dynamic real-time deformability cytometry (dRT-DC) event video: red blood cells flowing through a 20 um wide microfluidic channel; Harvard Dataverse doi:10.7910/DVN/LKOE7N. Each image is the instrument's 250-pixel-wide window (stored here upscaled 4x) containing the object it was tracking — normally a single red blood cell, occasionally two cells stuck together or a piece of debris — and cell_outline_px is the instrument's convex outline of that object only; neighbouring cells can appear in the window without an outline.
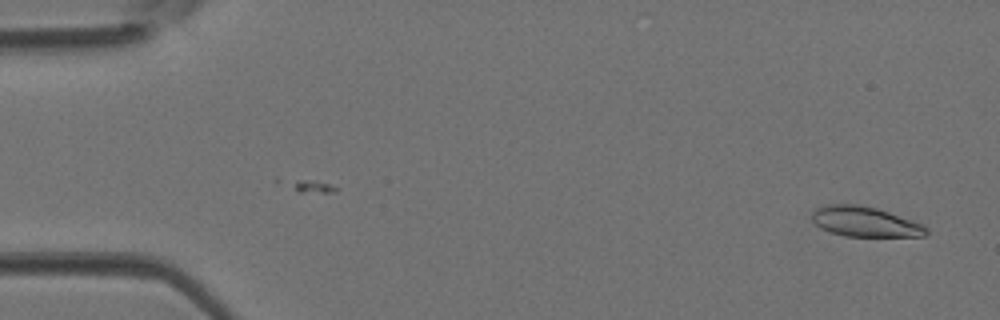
{"species": "Egyptian fruit bat (a non-hibernating species)", "species_latin": "Rousettus aegyptiacus", "temperature_condition": "room temperature", "stored_images_in_passage": 42, "camera_frame_rate_fps": 3000, "um_per_image_px": 0.085, "animal": {"sex": "female"}, "frame": {"image": 1, "passage_image": 1, "time_ms": 0.0, "image_size_px": [1000, 320], "cell_outline_px": [[928, 236], [844, 236], [820, 228], [812, 220], [812, 212], [816, 208], [828, 204], [860, 204], [876, 208], [912, 220], [928, 228]], "centroid_in_image_um": [73.51, 18.84], "position_along_channel_um": 11.5, "area_um2": 19.94}}
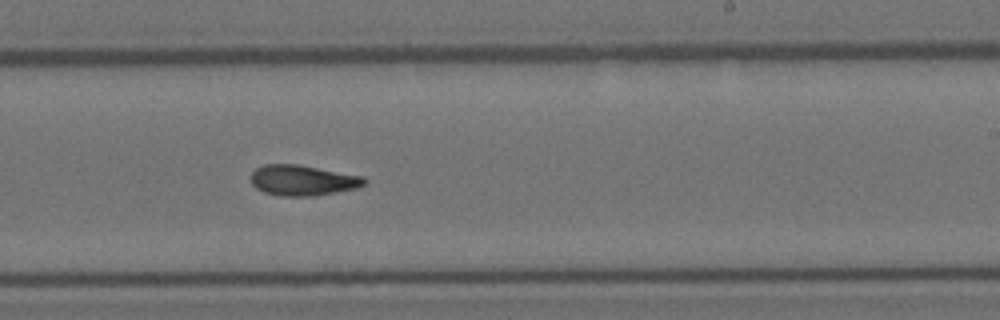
{"frame": {"image": 2, "passage_image": 25, "time_ms": 8.0, "image_size_px": [1000, 320], "cell_outline_px": [[368, 180], [364, 184], [356, 188], [316, 196], [280, 196], [264, 192], [256, 188], [252, 184], [252, 172], [256, 168], [264, 164], [296, 164], [364, 176]], "centroid_in_image_um": [25.74, 15.33], "position_along_channel_um": 263.3, "area_um2": 20.17}}
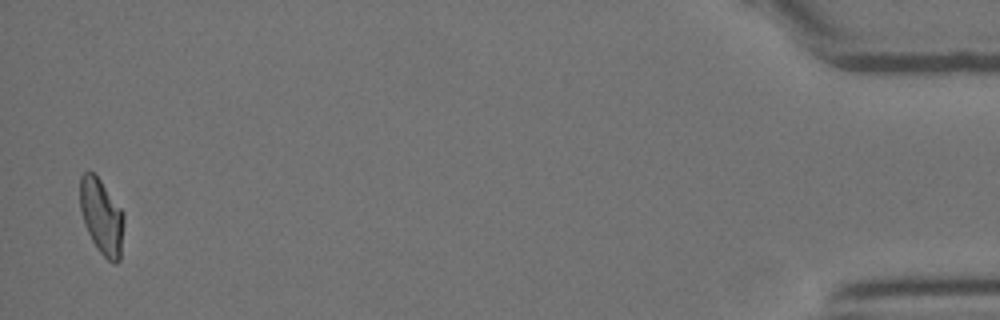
{"frame": {"image": 3, "passage_image": 41, "time_ms": 13.333, "image_size_px": [1000, 320], "cell_outline_px": [[124, 224], [120, 260], [116, 264], [112, 264], [96, 248], [84, 224], [80, 208], [80, 176], [88, 168], [100, 180], [124, 212]], "centroid_in_image_um": [8.64, 18.42], "position_along_channel_um": 426.6, "area_um2": 19.48}}